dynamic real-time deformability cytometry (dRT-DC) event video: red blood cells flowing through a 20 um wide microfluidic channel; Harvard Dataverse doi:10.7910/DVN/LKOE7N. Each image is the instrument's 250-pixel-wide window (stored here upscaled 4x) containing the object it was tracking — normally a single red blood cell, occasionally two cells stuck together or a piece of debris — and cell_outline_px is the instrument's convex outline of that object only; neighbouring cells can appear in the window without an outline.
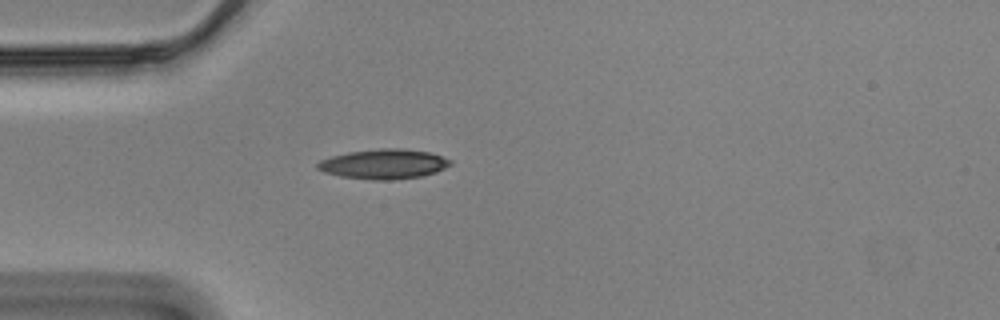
{"species": "Egyptian fruit bat (a non-hibernating species)", "species_latin": "Rousettus aegyptiacus", "temperature_condition": "cold", "stored_images_in_passage": 42, "camera_frame_rate_fps": 3000, "um_per_image_px": 0.085, "animal": {"sex": "male"}, "frame": {"image": 1, "passage_image": 1, "time_ms": 0.0, "image_size_px": [1000, 320], "cell_outline_px": [[452, 164], [436, 172], [424, 176], [388, 180], [376, 180], [340, 176], [324, 172], [316, 168], [316, 164], [320, 160], [332, 156], [348, 152], [380, 148], [404, 148], [428, 152], [452, 160]], "centroid_in_image_um": [32.62, 13.94], "position_along_channel_um": 52.4, "area_um2": 23.06}}
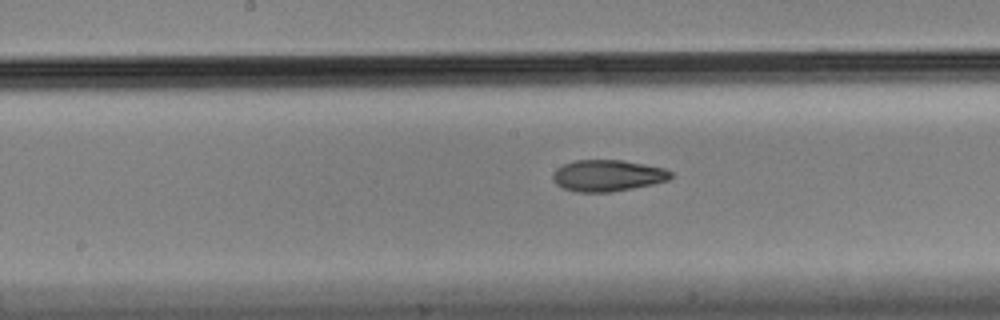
{"frame": {"image": 2, "passage_image": 14, "time_ms": 4.333, "image_size_px": [1000, 320], "cell_outline_px": [[672, 176], [668, 180], [652, 184], [612, 192], [576, 192], [564, 188], [556, 184], [552, 180], [552, 172], [556, 168], [564, 164], [576, 160], [624, 160], [664, 168], [672, 172]], "centroid_in_image_um": [51.62, 14.92], "position_along_channel_um": 196.6, "area_um2": 21.68}}
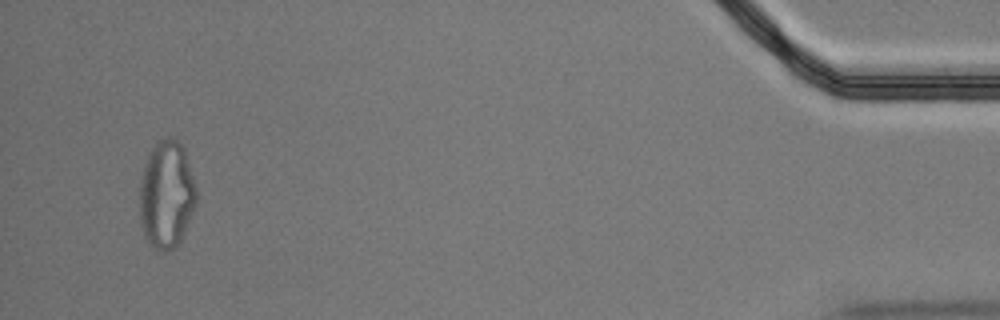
{"frame": {"image": 3, "passage_image": 40, "time_ms": 13.0, "image_size_px": [1000, 320], "cell_outline_px": [[196, 204], [180, 240], [176, 248], [168, 252], [160, 252], [144, 236], [140, 224], [140, 180], [144, 164], [152, 148], [160, 136], [168, 136], [176, 140], [184, 148], [196, 188]], "centroid_in_image_um": [14.14, 16.53], "position_along_channel_um": 421.1, "area_um2": 35.66}, "authors_computed_cell_mechanics": {"area_um2": 22.253, "velocity_mm_per_s": 3.4859, "shape_relaxation_time_tau1_ms": 8.2432, "shape_relaxation_time_tau2_ms": 3.439, "deformation_change_tau1": 0.2122, "deformation_change_tau2": 0.0948}}